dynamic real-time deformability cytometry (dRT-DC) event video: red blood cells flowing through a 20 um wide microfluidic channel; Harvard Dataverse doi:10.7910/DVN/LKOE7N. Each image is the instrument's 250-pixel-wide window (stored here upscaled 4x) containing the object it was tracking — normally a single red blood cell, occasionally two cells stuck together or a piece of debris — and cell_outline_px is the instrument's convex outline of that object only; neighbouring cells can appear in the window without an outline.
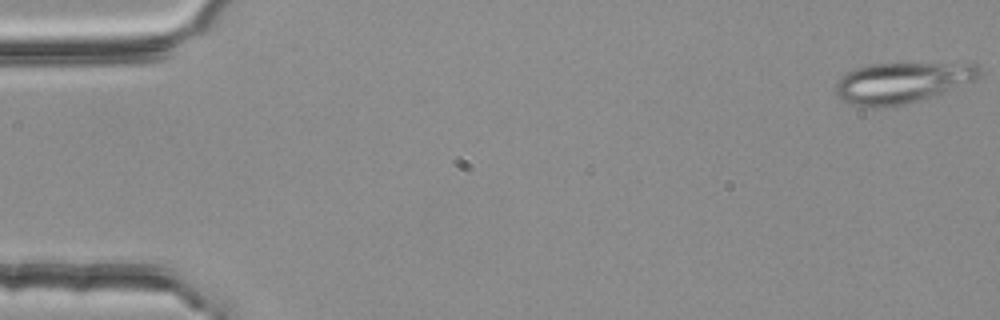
{"species": "common noctule bat (a hibernating species)", "species_latin": "Nyctalus noctula", "temperature_condition": "room temperature", "stored_images_in_passage": 54, "camera_frame_rate_fps": 3000, "um_per_image_px": 0.085, "animal": {"sex": "female", "body_mass_g": 25.1}, "frame": {"image": 1, "passage_image": 1, "time_ms": 0.0, "image_size_px": [1000, 320], "cell_outline_px": [[980, 80], [940, 96], [908, 104], [876, 108], [868, 108], [840, 100], [836, 92], [836, 80], [840, 76], [856, 68], [872, 64], [968, 60], [972, 60], [980, 68]], "centroid_in_image_um": [76.87, 6.99], "position_along_channel_um": 8.1, "area_um2": 36.47}}
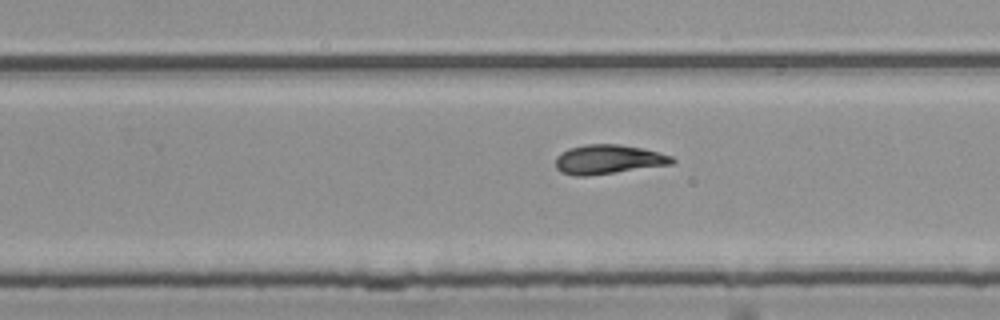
{"frame": {"image": 2, "passage_image": 34, "time_ms": 11.0, "image_size_px": [1000, 320], "cell_outline_px": [[676, 160], [672, 164], [588, 176], [576, 176], [560, 172], [556, 168], [556, 156], [560, 152], [568, 148], [584, 144], [620, 144], [644, 148], [672, 156]], "centroid_in_image_um": [51.68, 13.54], "position_along_channel_um": 278.1, "area_um2": 20.06}}
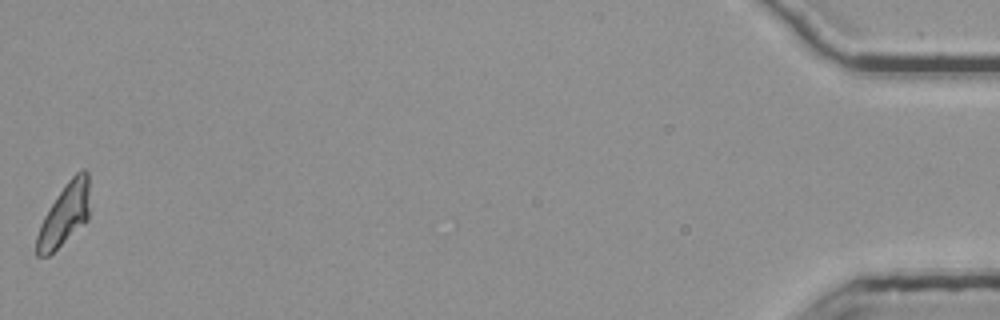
{"frame": {"image": 3, "passage_image": 54, "time_ms": 17.667, "image_size_px": [1000, 320], "cell_outline_px": [[88, 220], [84, 224], [48, 256], [36, 256], [36, 236], [40, 224], [44, 216], [56, 196], [68, 180], [80, 168], [84, 168], [88, 172]], "centroid_in_image_um": [5.47, 18.23], "position_along_channel_um": 429.7, "area_um2": 19.02}, "authors_computed_cell_mechanics": {"area_um2": 19.8254, "velocity_mm_per_s": 3.7881, "shape_relaxation_time_tau1_ms": null, "shape_relaxation_time_tau2_ms": 2.6543, "deformation_change_tau1": null, "deformation_change_tau2": 0.0971}}